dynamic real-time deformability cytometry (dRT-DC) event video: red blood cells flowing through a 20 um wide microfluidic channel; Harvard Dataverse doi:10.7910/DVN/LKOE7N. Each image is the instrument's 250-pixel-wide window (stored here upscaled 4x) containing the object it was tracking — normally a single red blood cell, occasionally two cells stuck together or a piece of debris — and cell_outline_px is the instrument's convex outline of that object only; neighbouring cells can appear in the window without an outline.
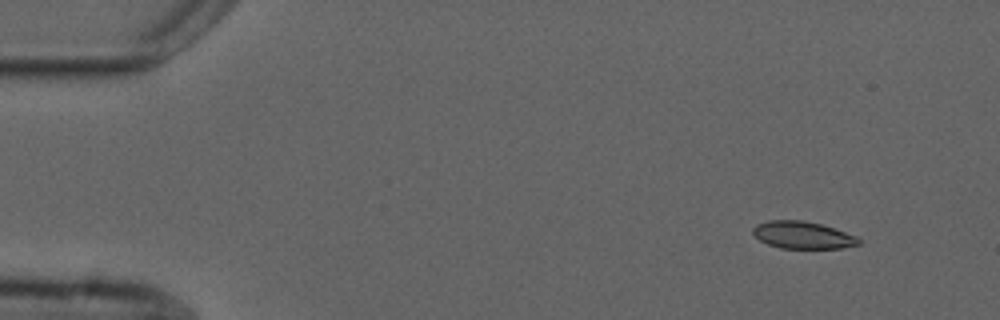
{"species": "common noctule bat (a hibernating species)", "species_latin": "Nyctalus noctula", "temperature_condition": "cold", "stored_images_in_passage": 4, "camera_frame_rate_fps": 3000, "um_per_image_px": 0.085, "animal": {"sex": "male", "forearm_length_mm": 52.5}, "frame": {"image": 1, "passage_image": 1, "time_ms": 0.0, "image_size_px": [1000, 320], "cell_outline_px": [[860, 244], [840, 248], [780, 248], [768, 244], [760, 240], [752, 232], [752, 228], [756, 224], [768, 220], [804, 220], [820, 224], [856, 236], [860, 240]], "centroid_in_image_um": [68.19, 19.97], "position_along_channel_um": 16.8, "area_um2": 16.65}}
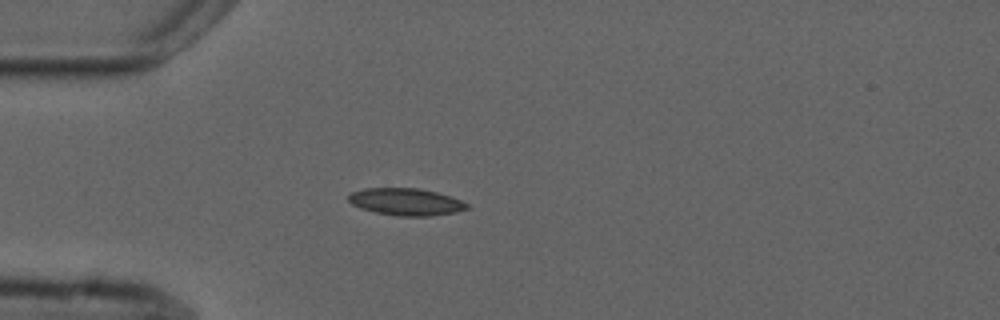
{"frame": {"image": 2, "passage_image": 4, "time_ms": 3.333, "image_size_px": [1000, 320], "cell_outline_px": [[468, 208], [456, 212], [428, 216], [400, 216], [376, 212], [360, 208], [352, 204], [348, 200], [348, 196], [352, 192], [364, 188], [416, 188], [436, 192], [452, 196], [468, 204]], "centroid_in_image_um": [34.5, 17.15], "position_along_channel_um": 50.5, "area_um2": 18.61}}